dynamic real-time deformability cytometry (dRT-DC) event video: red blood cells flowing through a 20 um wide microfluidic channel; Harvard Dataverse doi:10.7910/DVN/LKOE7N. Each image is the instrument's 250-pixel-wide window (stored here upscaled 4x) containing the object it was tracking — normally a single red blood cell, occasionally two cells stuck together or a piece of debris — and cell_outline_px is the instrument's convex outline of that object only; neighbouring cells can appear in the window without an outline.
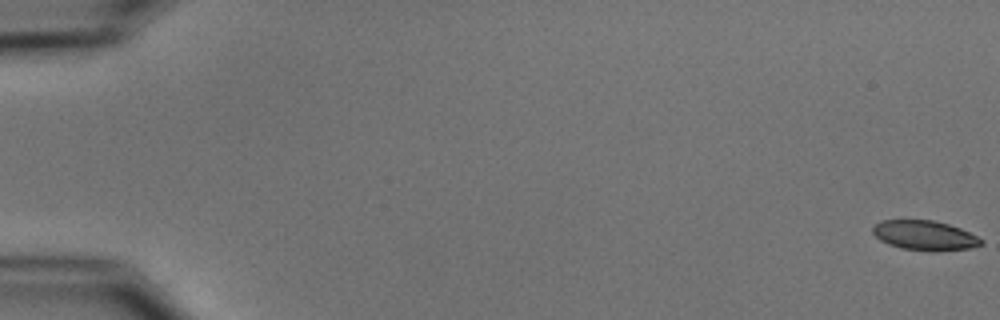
{"species": "common noctule bat (a hibernating species)", "species_latin": "Nyctalus noctula", "temperature_condition": "cold", "stored_images_in_passage": 7, "camera_frame_rate_fps": 3000, "um_per_image_px": 0.085, "animal": {"sex": "male", "body_mass_g": 15.6}, "frame": {"image": 1, "passage_image": 1, "time_ms": 0.0, "image_size_px": [1000, 320], "cell_outline_px": [[984, 244], [968, 248], [932, 252], [900, 248], [888, 244], [880, 240], [872, 232], [872, 228], [880, 220], [932, 220], [948, 224], [960, 228], [984, 240]], "centroid_in_image_um": [78.59, 20.02], "position_along_channel_um": 6.4, "area_um2": 18.79}}
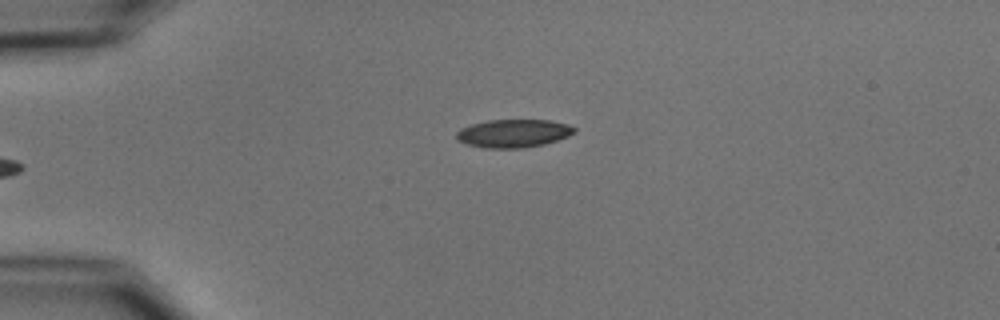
{"frame": {"image": 2, "passage_image": 7, "time_ms": 6.667, "image_size_px": [1000, 320], "cell_outline_px": [[576, 132], [568, 136], [544, 144], [520, 148], [484, 148], [468, 144], [456, 140], [456, 132], [460, 128], [472, 124], [488, 120], [548, 120], [568, 124], [576, 128]], "centroid_in_image_um": [43.63, 11.33], "position_along_channel_um": 41.4, "area_um2": 19.31}}